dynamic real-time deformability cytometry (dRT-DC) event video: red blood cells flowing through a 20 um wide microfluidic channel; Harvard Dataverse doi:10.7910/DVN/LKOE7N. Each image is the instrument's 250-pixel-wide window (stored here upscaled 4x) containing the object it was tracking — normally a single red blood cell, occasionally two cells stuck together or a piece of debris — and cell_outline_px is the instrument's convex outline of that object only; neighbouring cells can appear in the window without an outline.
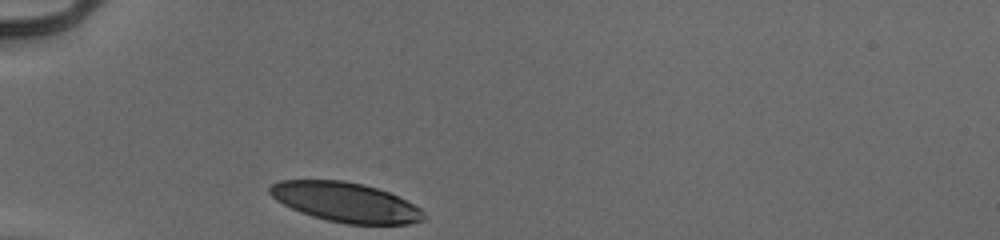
{"species": "human", "species_latin": "Homo sapiens", "temperature_condition": "cold", "stored_images_in_passage": 28, "camera_frame_rate_fps": 3000, "um_per_image_px": 0.085, "donor": {"sex": "male"}, "frame": {"image": 1, "passage_image": 1, "time_ms": 0.0, "image_size_px": [1000, 240], "cell_outline_px": [[424, 220], [408, 224], [348, 224], [328, 220], [312, 216], [300, 212], [276, 200], [268, 192], [268, 188], [272, 184], [280, 180], [344, 180], [364, 184], [388, 192], [420, 208], [424, 212]], "centroid_in_image_um": [29.35, 17.18], "position_along_channel_um": 55.6, "area_um2": 35.32}}
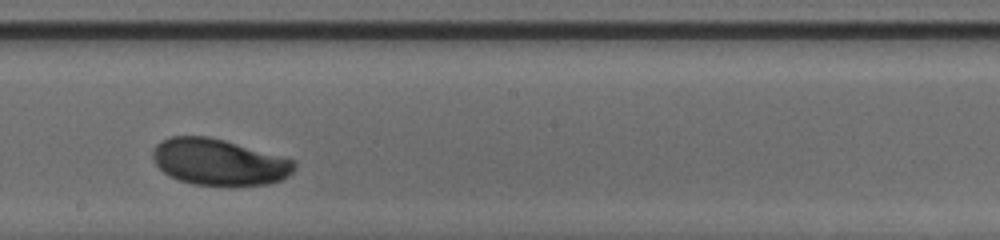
{"frame": {"image": 2, "passage_image": 16, "time_ms": 5.0, "image_size_px": [1000, 240], "cell_outline_px": [[296, 168], [284, 180], [268, 184], [232, 188], [228, 188], [192, 184], [168, 176], [152, 160], [152, 152], [156, 144], [160, 140], [172, 136], [208, 136], [224, 140], [292, 160], [296, 164]], "centroid_in_image_um": [18.59, 13.82], "position_along_channel_um": 229.6, "area_um2": 38.9}}
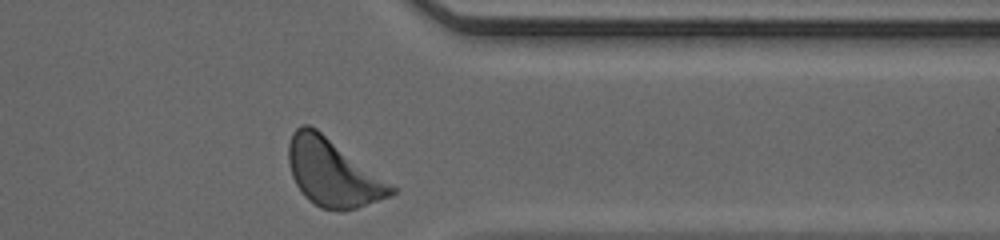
{"frame": {"image": 3, "passage_image": 28, "time_ms": 9.0, "image_size_px": [1000, 240], "cell_outline_px": [[400, 188], [392, 196], [344, 212], [340, 212], [320, 208], [308, 200], [304, 196], [296, 184], [292, 176], [288, 164], [288, 144], [292, 132], [300, 124], [308, 124], [316, 128]], "centroid_in_image_um": [28.32, 14.69], "position_along_channel_um": 383.1, "area_um2": 41.1}, "authors_computed_cell_mechanics": {"area_um2": 37.9457, "velocity_mm_per_s": 3.8996, "shape_relaxation_time_tau1_ms": 3.6309, "shape_relaxation_time_tau2_ms": null, "deformation_change_tau1": 0.1545, "deformation_change_tau2": null}}